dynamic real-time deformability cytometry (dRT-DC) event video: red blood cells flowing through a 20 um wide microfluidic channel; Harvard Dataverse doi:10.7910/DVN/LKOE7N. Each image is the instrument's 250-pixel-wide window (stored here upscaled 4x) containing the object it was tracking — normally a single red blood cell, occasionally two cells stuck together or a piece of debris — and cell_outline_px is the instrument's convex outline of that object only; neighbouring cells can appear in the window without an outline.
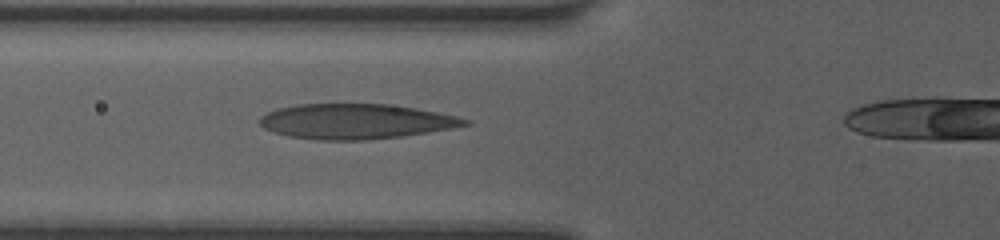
{"species": "human", "species_latin": "Homo sapiens", "temperature_condition": "room temperature", "stored_images_in_passage": 8, "segment_of_instrument_passage": [1, 2], "camera_frame_rate_fps": 3000, "um_per_image_px": 0.085, "donor": {"sex": "female"}, "frame": {"image": 1, "passage_image": 2, "time_ms": 1.0, "image_size_px": [1000, 240], "cell_outline_px": [[472, 124], [400, 136], [364, 140], [316, 140], [288, 136], [264, 128], [256, 120], [260, 116], [276, 108], [296, 104], [388, 104], [436, 112], [456, 116], [468, 120]], "centroid_in_image_um": [30.14, 10.31], "position_along_channel_um": 95.7, "area_um2": 41.56}}
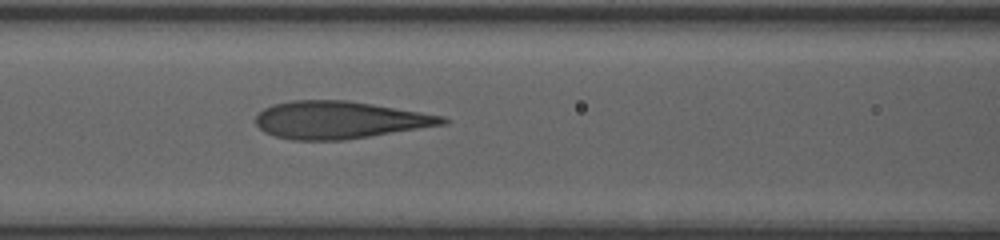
{"frame": {"image": 2, "passage_image": 5, "time_ms": 2.0, "image_size_px": [1000, 240], "cell_outline_px": [[448, 120], [444, 124], [368, 136], [340, 140], [296, 140], [276, 136], [264, 132], [256, 124], [256, 116], [264, 108], [272, 104], [292, 100], [348, 100], [444, 116]], "centroid_in_image_um": [28.8, 10.18], "position_along_channel_um": 137.8, "area_um2": 40.17}}
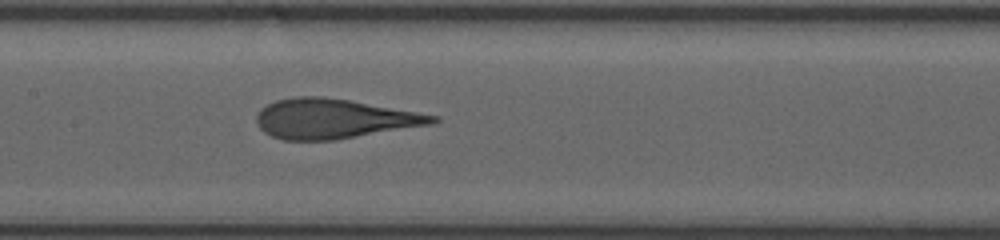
{"frame": {"image": 3, "passage_image": 7, "time_ms": 3.0, "image_size_px": [1000, 240], "cell_outline_px": [[440, 120], [432, 124], [336, 140], [284, 140], [272, 136], [264, 132], [260, 128], [256, 120], [256, 116], [260, 108], [276, 100], [296, 96], [324, 96], [352, 100], [440, 116]], "centroid_in_image_um": [28.38, 10.08], "position_along_channel_um": 179.0, "area_um2": 40.92}}